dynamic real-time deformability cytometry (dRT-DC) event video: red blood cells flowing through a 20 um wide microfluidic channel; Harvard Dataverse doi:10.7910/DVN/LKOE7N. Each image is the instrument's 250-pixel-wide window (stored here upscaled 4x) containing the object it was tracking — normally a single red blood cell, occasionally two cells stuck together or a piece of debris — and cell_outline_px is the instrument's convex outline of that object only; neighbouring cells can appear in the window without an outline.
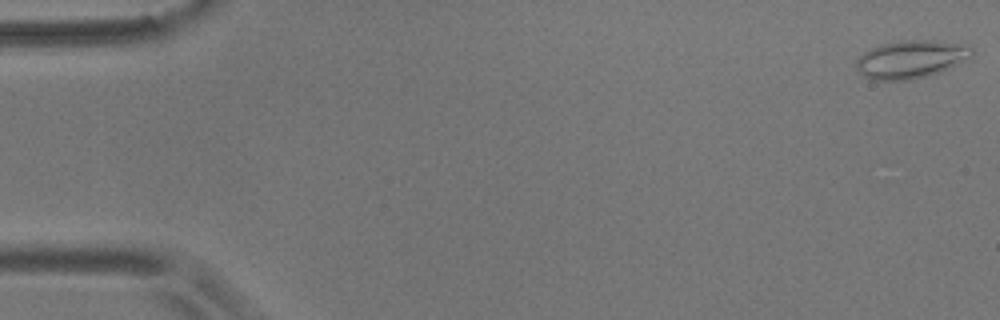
{"species": "common noctule bat (a hibernating species)", "species_latin": "Nyctalus noctula", "temperature_condition": "room temperature", "stored_images_in_passage": 55, "camera_frame_rate_fps": 3000, "um_per_image_px": 0.085, "animal": {"sex": "male", "body_mass_g": 17.9}, "frame": {"image": 1, "passage_image": 1, "time_ms": 0.0, "image_size_px": [1000, 320], "cell_outline_px": [[972, 60], [940, 72], [928, 76], [912, 80], [872, 80], [864, 76], [856, 68], [856, 60], [864, 52], [880, 44], [900, 40], [936, 40], [968, 44], [972, 48]], "centroid_in_image_um": [77.51, 5.03], "position_along_channel_um": 7.5, "area_um2": 26.18}}
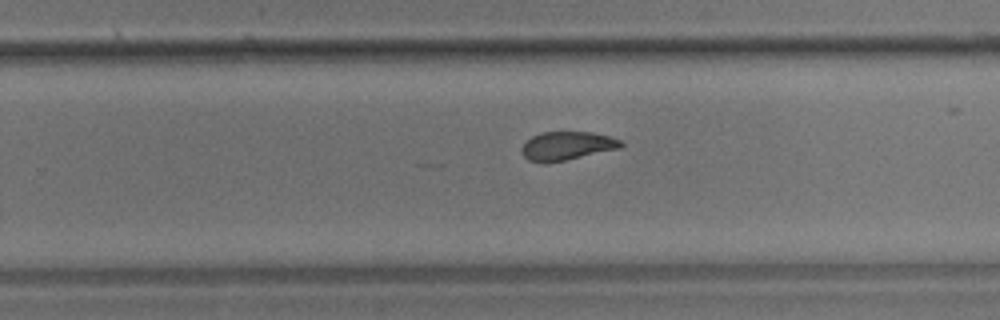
{"frame": {"image": 2, "passage_image": 35, "time_ms": 11.333, "image_size_px": [1000, 320], "cell_outline_px": [[624, 144], [620, 148], [548, 164], [544, 164], [528, 160], [520, 152], [520, 148], [532, 136], [540, 132], [592, 132], [608, 136], [620, 140]], "centroid_in_image_um": [48.15, 12.41], "position_along_channel_um": 281.7, "area_um2": 16.65}}
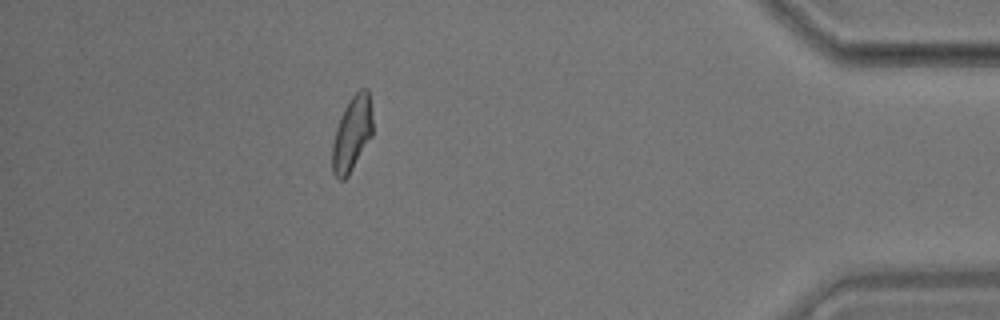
{"frame": {"image": 3, "passage_image": 49, "time_ms": 16.0, "image_size_px": [1000, 320], "cell_outline_px": [[372, 136], [348, 176], [344, 180], [340, 180], [332, 172], [332, 144], [336, 128], [340, 116], [344, 108], [352, 96], [360, 88], [368, 88], [372, 116]], "centroid_in_image_um": [29.91, 11.37], "position_along_channel_um": 405.3, "area_um2": 17.63}, "authors_computed_cell_mechanics": {"area_um2": 17.7446, "velocity_mm_per_s": 3.6497, "shape_relaxation_time_tau1_ms": null, "shape_relaxation_time_tau2_ms": 2.2622, "deformation_change_tau1": null, "deformation_change_tau2": 0.0784}}